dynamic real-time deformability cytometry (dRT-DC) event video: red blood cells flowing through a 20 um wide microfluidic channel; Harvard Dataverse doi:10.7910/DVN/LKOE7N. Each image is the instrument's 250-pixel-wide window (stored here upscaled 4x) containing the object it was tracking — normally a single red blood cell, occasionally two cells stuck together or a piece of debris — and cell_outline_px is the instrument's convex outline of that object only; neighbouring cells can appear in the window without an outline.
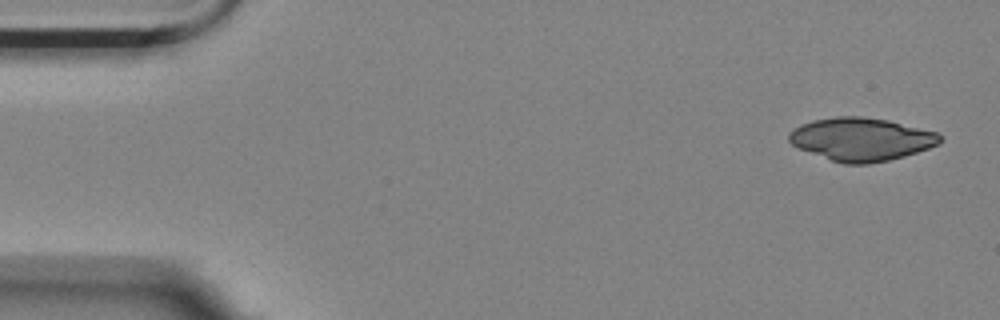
{"species": "Egyptian fruit bat (a non-hibernating species)", "species_latin": "Rousettus aegyptiacus", "temperature_condition": "room temperature", "stored_images_in_passage": 5, "camera_frame_rate_fps": 3000, "um_per_image_px": 0.085, "animal": {"sex": "female"}, "frame": {"image": 1, "passage_image": 1, "time_ms": 0.0, "image_size_px": [1000, 320], "cell_outline_px": [[944, 136], [940, 144], [904, 156], [888, 160], [868, 164], [844, 164], [832, 160], [800, 148], [792, 144], [788, 140], [788, 132], [800, 124], [812, 120], [836, 116], [864, 116], [888, 120], [936, 132]], "centroid_in_image_um": [73.21, 11.82], "position_along_channel_um": 11.8, "area_um2": 37.86}}